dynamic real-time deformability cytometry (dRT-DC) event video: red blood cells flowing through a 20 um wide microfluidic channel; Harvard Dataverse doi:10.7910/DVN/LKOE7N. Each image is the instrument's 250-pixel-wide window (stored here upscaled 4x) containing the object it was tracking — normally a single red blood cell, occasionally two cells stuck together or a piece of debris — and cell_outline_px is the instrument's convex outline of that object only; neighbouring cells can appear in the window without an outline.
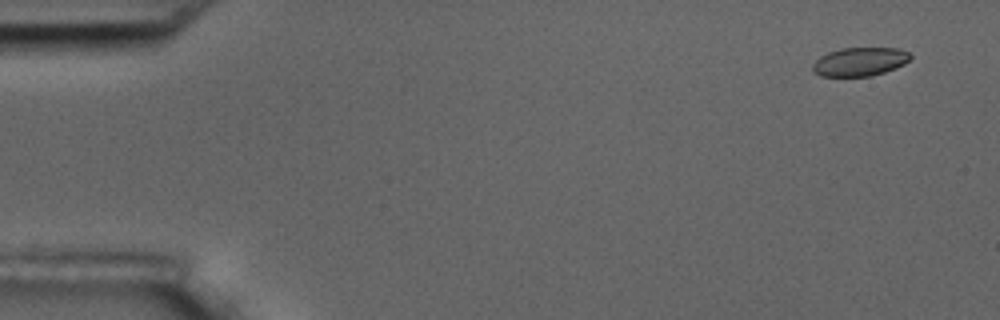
{"species": "common noctule bat (a hibernating species)", "species_latin": "Nyctalus noctula", "temperature_condition": "room temperature", "stored_images_in_passage": 5, "camera_frame_rate_fps": 3000, "um_per_image_px": 0.085, "animal": {"sex": "male", "body_mass_g": 17.5, "forearm_length_mm": 52.3}, "frame": {"image": 1, "passage_image": 1, "time_ms": 0.0, "image_size_px": [1000, 320], "cell_outline_px": [[912, 56], [904, 64], [896, 68], [872, 76], [820, 76], [812, 72], [812, 64], [820, 56], [828, 52], [840, 48], [900, 48], [908, 52]], "centroid_in_image_um": [73.06, 5.24], "position_along_channel_um": 11.9, "area_um2": 16.42}}
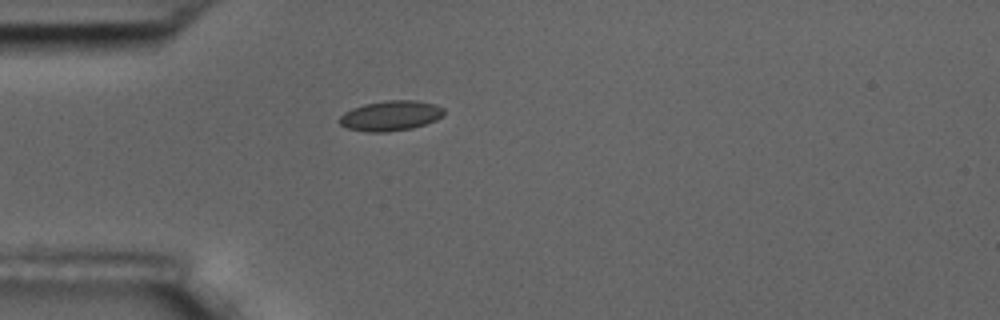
{"frame": {"image": 2, "passage_image": 5, "time_ms": 4.333, "image_size_px": [1000, 320], "cell_outline_px": [[444, 116], [436, 120], [412, 128], [388, 132], [364, 132], [348, 128], [340, 124], [336, 120], [344, 112], [352, 108], [364, 104], [384, 100], [416, 100], [436, 104], [444, 108]], "centroid_in_image_um": [33.19, 9.83], "position_along_channel_um": 51.8, "area_um2": 18.61}}